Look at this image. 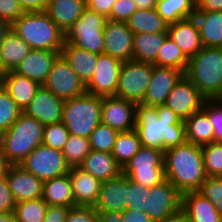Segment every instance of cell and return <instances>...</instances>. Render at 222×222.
<instances>
[{
    "label": "cell",
    "mask_w": 222,
    "mask_h": 222,
    "mask_svg": "<svg viewBox=\"0 0 222 222\" xmlns=\"http://www.w3.org/2000/svg\"><path fill=\"white\" fill-rule=\"evenodd\" d=\"M143 147L167 150L187 142L185 122L166 105L137 104L136 126Z\"/></svg>",
    "instance_id": "6da1fadb"
},
{
    "label": "cell",
    "mask_w": 222,
    "mask_h": 222,
    "mask_svg": "<svg viewBox=\"0 0 222 222\" xmlns=\"http://www.w3.org/2000/svg\"><path fill=\"white\" fill-rule=\"evenodd\" d=\"M165 179L172 183L182 194L198 191L207 178L202 148L186 142L164 151Z\"/></svg>",
    "instance_id": "7a4b0ae2"
},
{
    "label": "cell",
    "mask_w": 222,
    "mask_h": 222,
    "mask_svg": "<svg viewBox=\"0 0 222 222\" xmlns=\"http://www.w3.org/2000/svg\"><path fill=\"white\" fill-rule=\"evenodd\" d=\"M44 126L22 113L7 131L0 134V153L9 165H20L42 144Z\"/></svg>",
    "instance_id": "3957f363"
},
{
    "label": "cell",
    "mask_w": 222,
    "mask_h": 222,
    "mask_svg": "<svg viewBox=\"0 0 222 222\" xmlns=\"http://www.w3.org/2000/svg\"><path fill=\"white\" fill-rule=\"evenodd\" d=\"M11 28L32 50L61 51L65 42L64 32L45 12H24Z\"/></svg>",
    "instance_id": "277c9868"
},
{
    "label": "cell",
    "mask_w": 222,
    "mask_h": 222,
    "mask_svg": "<svg viewBox=\"0 0 222 222\" xmlns=\"http://www.w3.org/2000/svg\"><path fill=\"white\" fill-rule=\"evenodd\" d=\"M184 75L207 98H222V48L202 47L189 58Z\"/></svg>",
    "instance_id": "5b68a950"
},
{
    "label": "cell",
    "mask_w": 222,
    "mask_h": 222,
    "mask_svg": "<svg viewBox=\"0 0 222 222\" xmlns=\"http://www.w3.org/2000/svg\"><path fill=\"white\" fill-rule=\"evenodd\" d=\"M102 97L88 93L65 100L62 122L70 134L88 138L101 123Z\"/></svg>",
    "instance_id": "8992f818"
},
{
    "label": "cell",
    "mask_w": 222,
    "mask_h": 222,
    "mask_svg": "<svg viewBox=\"0 0 222 222\" xmlns=\"http://www.w3.org/2000/svg\"><path fill=\"white\" fill-rule=\"evenodd\" d=\"M163 160V150L142 146L124 165L122 173L136 183L152 187L165 180Z\"/></svg>",
    "instance_id": "52a82bcc"
},
{
    "label": "cell",
    "mask_w": 222,
    "mask_h": 222,
    "mask_svg": "<svg viewBox=\"0 0 222 222\" xmlns=\"http://www.w3.org/2000/svg\"><path fill=\"white\" fill-rule=\"evenodd\" d=\"M153 64L136 60L123 62L115 97L140 104L150 83Z\"/></svg>",
    "instance_id": "ba28073f"
},
{
    "label": "cell",
    "mask_w": 222,
    "mask_h": 222,
    "mask_svg": "<svg viewBox=\"0 0 222 222\" xmlns=\"http://www.w3.org/2000/svg\"><path fill=\"white\" fill-rule=\"evenodd\" d=\"M20 166L43 182L66 175L70 169L61 150L43 144L34 148Z\"/></svg>",
    "instance_id": "9c48e42d"
},
{
    "label": "cell",
    "mask_w": 222,
    "mask_h": 222,
    "mask_svg": "<svg viewBox=\"0 0 222 222\" xmlns=\"http://www.w3.org/2000/svg\"><path fill=\"white\" fill-rule=\"evenodd\" d=\"M43 86L64 101L86 93V86L61 54L54 61Z\"/></svg>",
    "instance_id": "30bf717a"
},
{
    "label": "cell",
    "mask_w": 222,
    "mask_h": 222,
    "mask_svg": "<svg viewBox=\"0 0 222 222\" xmlns=\"http://www.w3.org/2000/svg\"><path fill=\"white\" fill-rule=\"evenodd\" d=\"M182 205V193L167 179L150 187L146 198L145 213L154 221H160L177 212Z\"/></svg>",
    "instance_id": "8fae6325"
},
{
    "label": "cell",
    "mask_w": 222,
    "mask_h": 222,
    "mask_svg": "<svg viewBox=\"0 0 222 222\" xmlns=\"http://www.w3.org/2000/svg\"><path fill=\"white\" fill-rule=\"evenodd\" d=\"M207 98L183 75L174 85L164 105L183 121L202 109Z\"/></svg>",
    "instance_id": "7c38bea8"
},
{
    "label": "cell",
    "mask_w": 222,
    "mask_h": 222,
    "mask_svg": "<svg viewBox=\"0 0 222 222\" xmlns=\"http://www.w3.org/2000/svg\"><path fill=\"white\" fill-rule=\"evenodd\" d=\"M122 65L123 62L117 58L99 54L93 78L86 85V93L100 97L115 96Z\"/></svg>",
    "instance_id": "4fadbf2b"
},
{
    "label": "cell",
    "mask_w": 222,
    "mask_h": 222,
    "mask_svg": "<svg viewBox=\"0 0 222 222\" xmlns=\"http://www.w3.org/2000/svg\"><path fill=\"white\" fill-rule=\"evenodd\" d=\"M136 107L135 102L126 99L115 96L102 97L101 123L118 132L134 130Z\"/></svg>",
    "instance_id": "5bb4252c"
},
{
    "label": "cell",
    "mask_w": 222,
    "mask_h": 222,
    "mask_svg": "<svg viewBox=\"0 0 222 222\" xmlns=\"http://www.w3.org/2000/svg\"><path fill=\"white\" fill-rule=\"evenodd\" d=\"M183 75L178 69L153 65L150 83L140 104L146 107H156L165 104L174 85Z\"/></svg>",
    "instance_id": "9a60e30c"
},
{
    "label": "cell",
    "mask_w": 222,
    "mask_h": 222,
    "mask_svg": "<svg viewBox=\"0 0 222 222\" xmlns=\"http://www.w3.org/2000/svg\"><path fill=\"white\" fill-rule=\"evenodd\" d=\"M104 32V53L122 62L133 60V32L126 22L107 20Z\"/></svg>",
    "instance_id": "2e32d148"
},
{
    "label": "cell",
    "mask_w": 222,
    "mask_h": 222,
    "mask_svg": "<svg viewBox=\"0 0 222 222\" xmlns=\"http://www.w3.org/2000/svg\"><path fill=\"white\" fill-rule=\"evenodd\" d=\"M63 104L64 100L41 86L23 113L43 125L59 123L62 122Z\"/></svg>",
    "instance_id": "e0dca14e"
},
{
    "label": "cell",
    "mask_w": 222,
    "mask_h": 222,
    "mask_svg": "<svg viewBox=\"0 0 222 222\" xmlns=\"http://www.w3.org/2000/svg\"><path fill=\"white\" fill-rule=\"evenodd\" d=\"M6 180L15 203L42 197L43 181L20 165H10Z\"/></svg>",
    "instance_id": "ac0fdd59"
},
{
    "label": "cell",
    "mask_w": 222,
    "mask_h": 222,
    "mask_svg": "<svg viewBox=\"0 0 222 222\" xmlns=\"http://www.w3.org/2000/svg\"><path fill=\"white\" fill-rule=\"evenodd\" d=\"M60 52L61 51L31 50L16 66L13 72L30 78L40 86H43Z\"/></svg>",
    "instance_id": "d6986e66"
},
{
    "label": "cell",
    "mask_w": 222,
    "mask_h": 222,
    "mask_svg": "<svg viewBox=\"0 0 222 222\" xmlns=\"http://www.w3.org/2000/svg\"><path fill=\"white\" fill-rule=\"evenodd\" d=\"M128 177L121 173L118 177L101 183L99 196L94 208L98 212L127 210Z\"/></svg>",
    "instance_id": "ffe728a7"
},
{
    "label": "cell",
    "mask_w": 222,
    "mask_h": 222,
    "mask_svg": "<svg viewBox=\"0 0 222 222\" xmlns=\"http://www.w3.org/2000/svg\"><path fill=\"white\" fill-rule=\"evenodd\" d=\"M167 32L188 59L195 56L203 47L194 17L168 25Z\"/></svg>",
    "instance_id": "44dd1931"
},
{
    "label": "cell",
    "mask_w": 222,
    "mask_h": 222,
    "mask_svg": "<svg viewBox=\"0 0 222 222\" xmlns=\"http://www.w3.org/2000/svg\"><path fill=\"white\" fill-rule=\"evenodd\" d=\"M68 175L72 184L75 206H95L101 181L80 167H70Z\"/></svg>",
    "instance_id": "7402d4cb"
},
{
    "label": "cell",
    "mask_w": 222,
    "mask_h": 222,
    "mask_svg": "<svg viewBox=\"0 0 222 222\" xmlns=\"http://www.w3.org/2000/svg\"><path fill=\"white\" fill-rule=\"evenodd\" d=\"M181 208L186 212L189 222H222L219 211L198 191L183 193Z\"/></svg>",
    "instance_id": "603a6c76"
},
{
    "label": "cell",
    "mask_w": 222,
    "mask_h": 222,
    "mask_svg": "<svg viewBox=\"0 0 222 222\" xmlns=\"http://www.w3.org/2000/svg\"><path fill=\"white\" fill-rule=\"evenodd\" d=\"M85 9L86 0H49L45 13L65 34Z\"/></svg>",
    "instance_id": "cb8c5ba5"
},
{
    "label": "cell",
    "mask_w": 222,
    "mask_h": 222,
    "mask_svg": "<svg viewBox=\"0 0 222 222\" xmlns=\"http://www.w3.org/2000/svg\"><path fill=\"white\" fill-rule=\"evenodd\" d=\"M60 54L86 86L93 78L97 67L98 55L79 49L71 43H64Z\"/></svg>",
    "instance_id": "d4e9b609"
},
{
    "label": "cell",
    "mask_w": 222,
    "mask_h": 222,
    "mask_svg": "<svg viewBox=\"0 0 222 222\" xmlns=\"http://www.w3.org/2000/svg\"><path fill=\"white\" fill-rule=\"evenodd\" d=\"M79 167L101 182L118 177L122 167L116 162L112 153L90 150Z\"/></svg>",
    "instance_id": "484cf974"
},
{
    "label": "cell",
    "mask_w": 222,
    "mask_h": 222,
    "mask_svg": "<svg viewBox=\"0 0 222 222\" xmlns=\"http://www.w3.org/2000/svg\"><path fill=\"white\" fill-rule=\"evenodd\" d=\"M2 86L22 111L29 105L37 90L41 87L34 80L18 75L13 71H8L3 76Z\"/></svg>",
    "instance_id": "4316f807"
},
{
    "label": "cell",
    "mask_w": 222,
    "mask_h": 222,
    "mask_svg": "<svg viewBox=\"0 0 222 222\" xmlns=\"http://www.w3.org/2000/svg\"><path fill=\"white\" fill-rule=\"evenodd\" d=\"M202 46L222 48V11H196Z\"/></svg>",
    "instance_id": "83f0119b"
},
{
    "label": "cell",
    "mask_w": 222,
    "mask_h": 222,
    "mask_svg": "<svg viewBox=\"0 0 222 222\" xmlns=\"http://www.w3.org/2000/svg\"><path fill=\"white\" fill-rule=\"evenodd\" d=\"M47 205L75 206L72 184L68 174L43 182L42 197Z\"/></svg>",
    "instance_id": "f1b7e54d"
},
{
    "label": "cell",
    "mask_w": 222,
    "mask_h": 222,
    "mask_svg": "<svg viewBox=\"0 0 222 222\" xmlns=\"http://www.w3.org/2000/svg\"><path fill=\"white\" fill-rule=\"evenodd\" d=\"M31 50L30 46L10 28L0 45V61L4 70L13 71Z\"/></svg>",
    "instance_id": "f546056e"
},
{
    "label": "cell",
    "mask_w": 222,
    "mask_h": 222,
    "mask_svg": "<svg viewBox=\"0 0 222 222\" xmlns=\"http://www.w3.org/2000/svg\"><path fill=\"white\" fill-rule=\"evenodd\" d=\"M168 33H138L133 36V60L154 63Z\"/></svg>",
    "instance_id": "4dcf8cb0"
},
{
    "label": "cell",
    "mask_w": 222,
    "mask_h": 222,
    "mask_svg": "<svg viewBox=\"0 0 222 222\" xmlns=\"http://www.w3.org/2000/svg\"><path fill=\"white\" fill-rule=\"evenodd\" d=\"M186 140L188 143L203 146L214 142V128L207 113L201 109L185 121Z\"/></svg>",
    "instance_id": "1f68e13d"
},
{
    "label": "cell",
    "mask_w": 222,
    "mask_h": 222,
    "mask_svg": "<svg viewBox=\"0 0 222 222\" xmlns=\"http://www.w3.org/2000/svg\"><path fill=\"white\" fill-rule=\"evenodd\" d=\"M128 28L133 34L168 33V24L156 9H138L127 20Z\"/></svg>",
    "instance_id": "d6a6232c"
},
{
    "label": "cell",
    "mask_w": 222,
    "mask_h": 222,
    "mask_svg": "<svg viewBox=\"0 0 222 222\" xmlns=\"http://www.w3.org/2000/svg\"><path fill=\"white\" fill-rule=\"evenodd\" d=\"M156 11L168 24L194 17L196 0H157Z\"/></svg>",
    "instance_id": "836d02e7"
},
{
    "label": "cell",
    "mask_w": 222,
    "mask_h": 222,
    "mask_svg": "<svg viewBox=\"0 0 222 222\" xmlns=\"http://www.w3.org/2000/svg\"><path fill=\"white\" fill-rule=\"evenodd\" d=\"M142 147L137 131L131 130L119 132L112 155L116 162L123 168L124 165L140 150Z\"/></svg>",
    "instance_id": "e575fe53"
},
{
    "label": "cell",
    "mask_w": 222,
    "mask_h": 222,
    "mask_svg": "<svg viewBox=\"0 0 222 222\" xmlns=\"http://www.w3.org/2000/svg\"><path fill=\"white\" fill-rule=\"evenodd\" d=\"M188 61L189 59L183 54L177 44L167 36L153 65L175 68L184 74L188 66Z\"/></svg>",
    "instance_id": "d590c367"
},
{
    "label": "cell",
    "mask_w": 222,
    "mask_h": 222,
    "mask_svg": "<svg viewBox=\"0 0 222 222\" xmlns=\"http://www.w3.org/2000/svg\"><path fill=\"white\" fill-rule=\"evenodd\" d=\"M107 18L97 12L85 9L81 17L67 30L65 36H81V34L104 33Z\"/></svg>",
    "instance_id": "8d00e7d4"
},
{
    "label": "cell",
    "mask_w": 222,
    "mask_h": 222,
    "mask_svg": "<svg viewBox=\"0 0 222 222\" xmlns=\"http://www.w3.org/2000/svg\"><path fill=\"white\" fill-rule=\"evenodd\" d=\"M47 207V203L38 198L16 203L13 213L16 222H43Z\"/></svg>",
    "instance_id": "74e56055"
},
{
    "label": "cell",
    "mask_w": 222,
    "mask_h": 222,
    "mask_svg": "<svg viewBox=\"0 0 222 222\" xmlns=\"http://www.w3.org/2000/svg\"><path fill=\"white\" fill-rule=\"evenodd\" d=\"M90 150L88 138L70 134L62 153L70 167H79Z\"/></svg>",
    "instance_id": "f35d334b"
},
{
    "label": "cell",
    "mask_w": 222,
    "mask_h": 222,
    "mask_svg": "<svg viewBox=\"0 0 222 222\" xmlns=\"http://www.w3.org/2000/svg\"><path fill=\"white\" fill-rule=\"evenodd\" d=\"M118 131L105 124H98L89 137L90 149L111 153L116 142Z\"/></svg>",
    "instance_id": "ab89813d"
},
{
    "label": "cell",
    "mask_w": 222,
    "mask_h": 222,
    "mask_svg": "<svg viewBox=\"0 0 222 222\" xmlns=\"http://www.w3.org/2000/svg\"><path fill=\"white\" fill-rule=\"evenodd\" d=\"M22 113L8 91L0 86V134L7 131Z\"/></svg>",
    "instance_id": "60d3db41"
},
{
    "label": "cell",
    "mask_w": 222,
    "mask_h": 222,
    "mask_svg": "<svg viewBox=\"0 0 222 222\" xmlns=\"http://www.w3.org/2000/svg\"><path fill=\"white\" fill-rule=\"evenodd\" d=\"M201 148L207 177H216L222 172V142H211Z\"/></svg>",
    "instance_id": "b9f144b4"
},
{
    "label": "cell",
    "mask_w": 222,
    "mask_h": 222,
    "mask_svg": "<svg viewBox=\"0 0 222 222\" xmlns=\"http://www.w3.org/2000/svg\"><path fill=\"white\" fill-rule=\"evenodd\" d=\"M64 43H71L79 49L86 50L97 55L104 53V33L65 36Z\"/></svg>",
    "instance_id": "7bdbcfd3"
},
{
    "label": "cell",
    "mask_w": 222,
    "mask_h": 222,
    "mask_svg": "<svg viewBox=\"0 0 222 222\" xmlns=\"http://www.w3.org/2000/svg\"><path fill=\"white\" fill-rule=\"evenodd\" d=\"M69 136L70 133L63 122L46 124L42 144L62 151Z\"/></svg>",
    "instance_id": "ee69618b"
},
{
    "label": "cell",
    "mask_w": 222,
    "mask_h": 222,
    "mask_svg": "<svg viewBox=\"0 0 222 222\" xmlns=\"http://www.w3.org/2000/svg\"><path fill=\"white\" fill-rule=\"evenodd\" d=\"M202 109L214 128V142H222V98L206 99Z\"/></svg>",
    "instance_id": "f6af8a7d"
},
{
    "label": "cell",
    "mask_w": 222,
    "mask_h": 222,
    "mask_svg": "<svg viewBox=\"0 0 222 222\" xmlns=\"http://www.w3.org/2000/svg\"><path fill=\"white\" fill-rule=\"evenodd\" d=\"M150 194V187H145L128 178L127 209L145 212V202Z\"/></svg>",
    "instance_id": "bcb514c9"
},
{
    "label": "cell",
    "mask_w": 222,
    "mask_h": 222,
    "mask_svg": "<svg viewBox=\"0 0 222 222\" xmlns=\"http://www.w3.org/2000/svg\"><path fill=\"white\" fill-rule=\"evenodd\" d=\"M198 192L209 199L222 215V182L217 177H207Z\"/></svg>",
    "instance_id": "7dc6e473"
},
{
    "label": "cell",
    "mask_w": 222,
    "mask_h": 222,
    "mask_svg": "<svg viewBox=\"0 0 222 222\" xmlns=\"http://www.w3.org/2000/svg\"><path fill=\"white\" fill-rule=\"evenodd\" d=\"M65 222H99L98 211L93 206L69 208Z\"/></svg>",
    "instance_id": "c3c4849f"
},
{
    "label": "cell",
    "mask_w": 222,
    "mask_h": 222,
    "mask_svg": "<svg viewBox=\"0 0 222 222\" xmlns=\"http://www.w3.org/2000/svg\"><path fill=\"white\" fill-rule=\"evenodd\" d=\"M136 10H138V7L133 0H116L112 6L110 16L107 19L127 22Z\"/></svg>",
    "instance_id": "681fc988"
},
{
    "label": "cell",
    "mask_w": 222,
    "mask_h": 222,
    "mask_svg": "<svg viewBox=\"0 0 222 222\" xmlns=\"http://www.w3.org/2000/svg\"><path fill=\"white\" fill-rule=\"evenodd\" d=\"M23 13L24 10L17 0H0V19L12 24Z\"/></svg>",
    "instance_id": "f907efd6"
},
{
    "label": "cell",
    "mask_w": 222,
    "mask_h": 222,
    "mask_svg": "<svg viewBox=\"0 0 222 222\" xmlns=\"http://www.w3.org/2000/svg\"><path fill=\"white\" fill-rule=\"evenodd\" d=\"M15 204L5 177L0 180V213H13Z\"/></svg>",
    "instance_id": "816d5d0a"
},
{
    "label": "cell",
    "mask_w": 222,
    "mask_h": 222,
    "mask_svg": "<svg viewBox=\"0 0 222 222\" xmlns=\"http://www.w3.org/2000/svg\"><path fill=\"white\" fill-rule=\"evenodd\" d=\"M116 0H86V8L108 18Z\"/></svg>",
    "instance_id": "f5cc1de1"
},
{
    "label": "cell",
    "mask_w": 222,
    "mask_h": 222,
    "mask_svg": "<svg viewBox=\"0 0 222 222\" xmlns=\"http://www.w3.org/2000/svg\"><path fill=\"white\" fill-rule=\"evenodd\" d=\"M68 210L65 206L48 205L43 222H65Z\"/></svg>",
    "instance_id": "db71d44e"
},
{
    "label": "cell",
    "mask_w": 222,
    "mask_h": 222,
    "mask_svg": "<svg viewBox=\"0 0 222 222\" xmlns=\"http://www.w3.org/2000/svg\"><path fill=\"white\" fill-rule=\"evenodd\" d=\"M24 12H45L49 0H17Z\"/></svg>",
    "instance_id": "11a10c76"
},
{
    "label": "cell",
    "mask_w": 222,
    "mask_h": 222,
    "mask_svg": "<svg viewBox=\"0 0 222 222\" xmlns=\"http://www.w3.org/2000/svg\"><path fill=\"white\" fill-rule=\"evenodd\" d=\"M123 222H154L145 212L127 209L123 211Z\"/></svg>",
    "instance_id": "9f6ffc18"
},
{
    "label": "cell",
    "mask_w": 222,
    "mask_h": 222,
    "mask_svg": "<svg viewBox=\"0 0 222 222\" xmlns=\"http://www.w3.org/2000/svg\"><path fill=\"white\" fill-rule=\"evenodd\" d=\"M196 11H222V0H196Z\"/></svg>",
    "instance_id": "6f0895ef"
},
{
    "label": "cell",
    "mask_w": 222,
    "mask_h": 222,
    "mask_svg": "<svg viewBox=\"0 0 222 222\" xmlns=\"http://www.w3.org/2000/svg\"><path fill=\"white\" fill-rule=\"evenodd\" d=\"M99 222H123V211L98 212Z\"/></svg>",
    "instance_id": "680465c9"
},
{
    "label": "cell",
    "mask_w": 222,
    "mask_h": 222,
    "mask_svg": "<svg viewBox=\"0 0 222 222\" xmlns=\"http://www.w3.org/2000/svg\"><path fill=\"white\" fill-rule=\"evenodd\" d=\"M157 222H189L186 212L180 208L177 212L168 215L164 219Z\"/></svg>",
    "instance_id": "91938a15"
},
{
    "label": "cell",
    "mask_w": 222,
    "mask_h": 222,
    "mask_svg": "<svg viewBox=\"0 0 222 222\" xmlns=\"http://www.w3.org/2000/svg\"><path fill=\"white\" fill-rule=\"evenodd\" d=\"M138 9H155L157 0H133Z\"/></svg>",
    "instance_id": "94428289"
},
{
    "label": "cell",
    "mask_w": 222,
    "mask_h": 222,
    "mask_svg": "<svg viewBox=\"0 0 222 222\" xmlns=\"http://www.w3.org/2000/svg\"><path fill=\"white\" fill-rule=\"evenodd\" d=\"M11 24L6 20L0 19V45L2 44L6 33L10 30Z\"/></svg>",
    "instance_id": "6125c7cd"
},
{
    "label": "cell",
    "mask_w": 222,
    "mask_h": 222,
    "mask_svg": "<svg viewBox=\"0 0 222 222\" xmlns=\"http://www.w3.org/2000/svg\"><path fill=\"white\" fill-rule=\"evenodd\" d=\"M10 165L0 153V180L6 177L7 169Z\"/></svg>",
    "instance_id": "be15d7a7"
},
{
    "label": "cell",
    "mask_w": 222,
    "mask_h": 222,
    "mask_svg": "<svg viewBox=\"0 0 222 222\" xmlns=\"http://www.w3.org/2000/svg\"><path fill=\"white\" fill-rule=\"evenodd\" d=\"M0 222H16L14 213H0Z\"/></svg>",
    "instance_id": "e7e4bbea"
},
{
    "label": "cell",
    "mask_w": 222,
    "mask_h": 222,
    "mask_svg": "<svg viewBox=\"0 0 222 222\" xmlns=\"http://www.w3.org/2000/svg\"><path fill=\"white\" fill-rule=\"evenodd\" d=\"M6 74V71L4 70L1 61H0V76L3 78V76Z\"/></svg>",
    "instance_id": "03108f58"
},
{
    "label": "cell",
    "mask_w": 222,
    "mask_h": 222,
    "mask_svg": "<svg viewBox=\"0 0 222 222\" xmlns=\"http://www.w3.org/2000/svg\"><path fill=\"white\" fill-rule=\"evenodd\" d=\"M222 182V172L216 176Z\"/></svg>",
    "instance_id": "003e7915"
},
{
    "label": "cell",
    "mask_w": 222,
    "mask_h": 222,
    "mask_svg": "<svg viewBox=\"0 0 222 222\" xmlns=\"http://www.w3.org/2000/svg\"><path fill=\"white\" fill-rule=\"evenodd\" d=\"M0 86H2V77L0 76Z\"/></svg>",
    "instance_id": "a7ac6f4b"
}]
</instances>
